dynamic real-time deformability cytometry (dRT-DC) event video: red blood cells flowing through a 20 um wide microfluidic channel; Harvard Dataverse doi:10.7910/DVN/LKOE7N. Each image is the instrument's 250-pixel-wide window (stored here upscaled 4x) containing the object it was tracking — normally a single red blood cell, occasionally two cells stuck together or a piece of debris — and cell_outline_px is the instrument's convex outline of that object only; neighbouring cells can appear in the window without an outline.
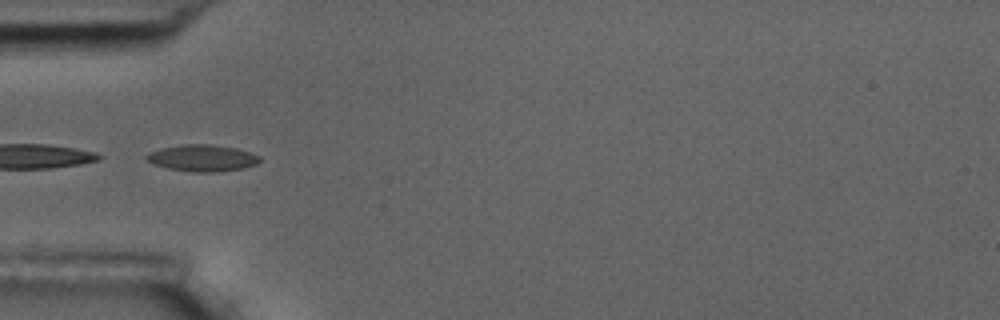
{"species": "common noctule bat (a hibernating species)", "species_latin": "Nyctalus noctula", "temperature_condition": "room temperature", "stored_images_in_passage": 5, "segment_of_instrument_passage": [2, 2], "camera_frame_rate_fps": 3000, "um_per_image_px": 0.085, "animal": {"sex": "male", "body_mass_g": 17.5, "forearm_length_mm": 52.3}, "frame": {"image": 1, "passage_image": 5, "time_ms": 4.667, "image_size_px": [1000, 320], "cell_outline_px": [[260, 160], [256, 164], [240, 168], [212, 172], [196, 172], [168, 168], [152, 164], [144, 160], [144, 156], [148, 152], [160, 148], [180, 144], [208, 144], [236, 148], [260, 156]], "centroid_in_image_um": [17.1, 13.42], "position_along_channel_um": 67.9, "area_um2": 17.51}}